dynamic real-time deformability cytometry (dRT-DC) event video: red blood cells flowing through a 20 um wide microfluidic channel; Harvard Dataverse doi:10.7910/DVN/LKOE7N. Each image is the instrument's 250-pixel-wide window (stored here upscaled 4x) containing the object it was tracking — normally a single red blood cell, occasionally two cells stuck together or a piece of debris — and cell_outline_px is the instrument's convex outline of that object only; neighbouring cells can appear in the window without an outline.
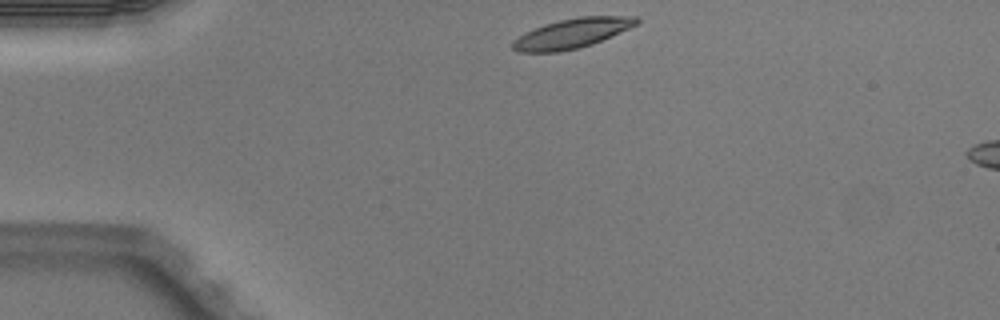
{"species": "Egyptian fruit bat (a non-hibernating species)", "species_latin": "Rousettus aegyptiacus", "temperature_condition": "warm", "stored_images_in_passage": 2, "camera_frame_rate_fps": 3000, "um_per_image_px": 0.085, "animal": {"sex": "male"}, "frame": {"image": 1, "passage_image": 1, "time_ms": 0.0, "image_size_px": [1000, 320], "cell_outline_px": [[640, 20], [636, 24], [628, 28], [592, 44], [580, 48], [560, 52], [516, 52], [512, 48], [512, 40], [544, 24], [560, 20], [580, 16], [636, 16]], "centroid_in_image_um": [48.6, 2.84], "position_along_channel_um": 36.4, "area_um2": 21.15}}